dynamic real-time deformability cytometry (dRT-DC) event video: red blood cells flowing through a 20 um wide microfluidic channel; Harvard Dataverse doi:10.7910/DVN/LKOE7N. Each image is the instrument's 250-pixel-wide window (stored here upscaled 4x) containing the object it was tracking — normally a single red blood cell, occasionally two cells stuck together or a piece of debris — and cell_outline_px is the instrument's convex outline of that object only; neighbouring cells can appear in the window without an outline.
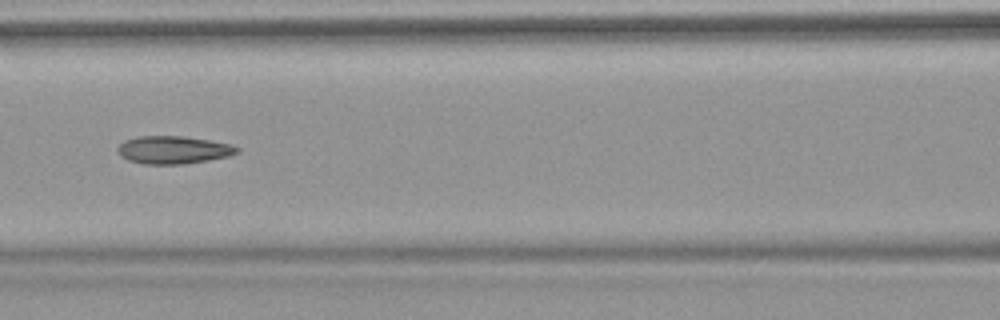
{"species": "common noctule bat (a hibernating species)", "species_latin": "Nyctalus noctula", "temperature_condition": "warm", "stored_images_in_passage": 7, "camera_frame_rate_fps": 3000, "um_per_image_px": 0.085, "animal": {"sex": "female", "body_mass_g": 18.4}, "frame": {"image": 1, "passage_image": 5, "time_ms": 4.667, "image_size_px": [1000, 320], "cell_outline_px": [[240, 152], [228, 156], [208, 160], [184, 164], [144, 164], [128, 160], [120, 156], [116, 148], [124, 140], [140, 136], [184, 136], [232, 144], [240, 148]], "centroid_in_image_um": [14.74, 12.74], "position_along_channel_um": 151.9, "area_um2": 19.42}}